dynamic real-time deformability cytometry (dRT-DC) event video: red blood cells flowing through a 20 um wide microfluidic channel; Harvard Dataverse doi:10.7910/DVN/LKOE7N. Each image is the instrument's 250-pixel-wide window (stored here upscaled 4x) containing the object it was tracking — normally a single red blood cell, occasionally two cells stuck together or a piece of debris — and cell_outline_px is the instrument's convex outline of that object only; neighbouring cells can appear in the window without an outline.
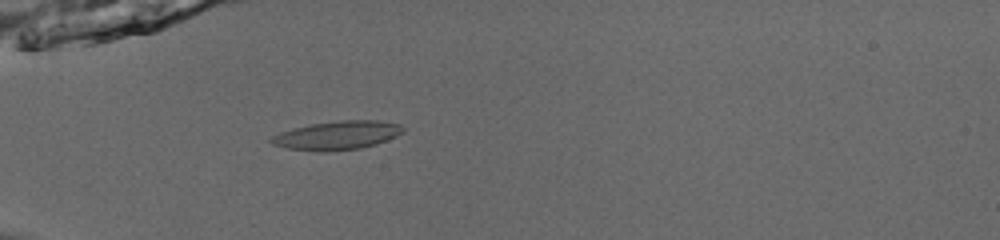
{"species": "common noctule bat (a hibernating species)", "species_latin": "Nyctalus noctula", "temperature_condition": "room temperature", "stored_images_in_passage": 52, "camera_frame_rate_fps": 3000, "um_per_image_px": 0.085, "animal": {"sex": "male", "body_mass_g": 13.0, "forearm_length_mm": 53.1}, "frame": {"image": 1, "passage_image": 16, "time_ms": 5.0, "image_size_px": [1000, 240], "cell_outline_px": [[404, 132], [388, 140], [376, 144], [360, 148], [328, 152], [320, 152], [288, 148], [272, 144], [268, 140], [272, 136], [280, 132], [292, 128], [312, 124], [340, 120], [376, 120], [400, 124], [404, 128]], "centroid_in_image_um": [28.66, 11.51], "position_along_channel_um": 56.3, "area_um2": 22.14}}
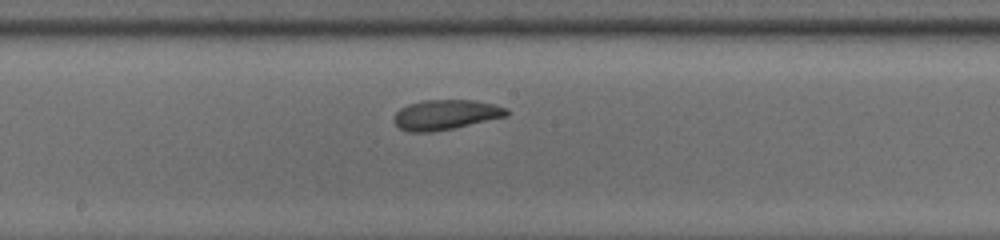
{"frame": {"image": 2, "passage_image": 29, "time_ms": 9.333, "image_size_px": [1000, 240], "cell_outline_px": [[508, 116], [452, 128], [432, 132], [408, 132], [400, 128], [392, 120], [396, 112], [400, 108], [408, 104], [424, 100], [472, 100], [496, 104], [508, 108]], "centroid_in_image_um": [37.88, 9.74], "position_along_channel_um": 210.3, "area_um2": 19.71}}
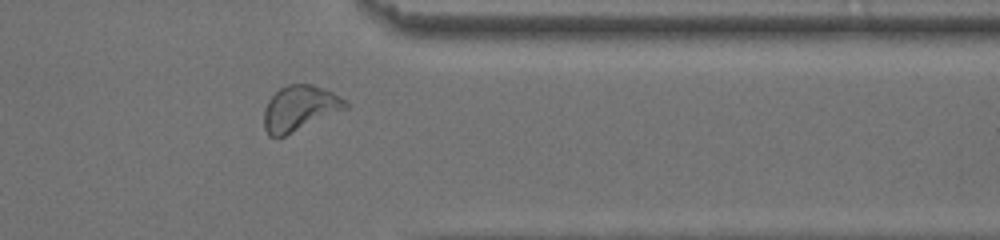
{"frame": {"image": 3, "passage_image": 43, "time_ms": 14.0, "image_size_px": [1000, 240], "cell_outline_px": [[348, 108], [284, 136], [268, 136], [264, 128], [264, 108], [268, 100], [280, 88], [288, 84], [312, 84], [324, 88], [332, 92], [344, 100], [348, 104]], "centroid_in_image_um": [25.45, 9.19], "position_along_channel_um": 385.9, "area_um2": 21.33}, "authors_computed_cell_mechanics": {"area_um2": 20.3456, "velocity_mm_per_s": 3.8304, "shape_relaxation_time_tau1_ms": 2.3804, "shape_relaxation_time_tau2_ms": 2.6197, "deformation_change_tau1": 0.1051, "deformation_change_tau2": 0.0885}}